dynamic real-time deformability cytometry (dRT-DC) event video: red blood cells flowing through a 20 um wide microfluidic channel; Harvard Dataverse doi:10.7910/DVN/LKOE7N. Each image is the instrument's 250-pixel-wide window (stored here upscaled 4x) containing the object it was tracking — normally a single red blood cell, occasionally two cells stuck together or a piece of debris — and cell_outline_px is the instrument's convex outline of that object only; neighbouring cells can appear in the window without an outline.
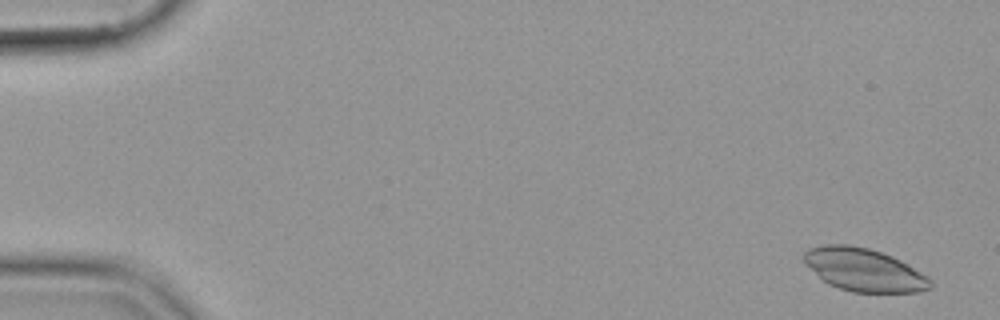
{"species": "common noctule bat (a hibernating species)", "species_latin": "Nyctalus noctula", "temperature_condition": "cold", "stored_images_in_passage": 54, "camera_frame_rate_fps": 3000, "um_per_image_px": 0.085, "animal": {"sex": "female", "body_mass_g": 19.9}, "frame": {"image": 1, "passage_image": 2, "time_ms": 0.333, "image_size_px": [1000, 320], "cell_outline_px": [[932, 284], [928, 288], [920, 292], [852, 292], [828, 284], [804, 264], [804, 252], [808, 248], [824, 244], [848, 244], [868, 248], [892, 256], [900, 260], [928, 276], [932, 280]], "centroid_in_image_um": [73.42, 22.93], "position_along_channel_um": 11.6, "area_um2": 31.56}}